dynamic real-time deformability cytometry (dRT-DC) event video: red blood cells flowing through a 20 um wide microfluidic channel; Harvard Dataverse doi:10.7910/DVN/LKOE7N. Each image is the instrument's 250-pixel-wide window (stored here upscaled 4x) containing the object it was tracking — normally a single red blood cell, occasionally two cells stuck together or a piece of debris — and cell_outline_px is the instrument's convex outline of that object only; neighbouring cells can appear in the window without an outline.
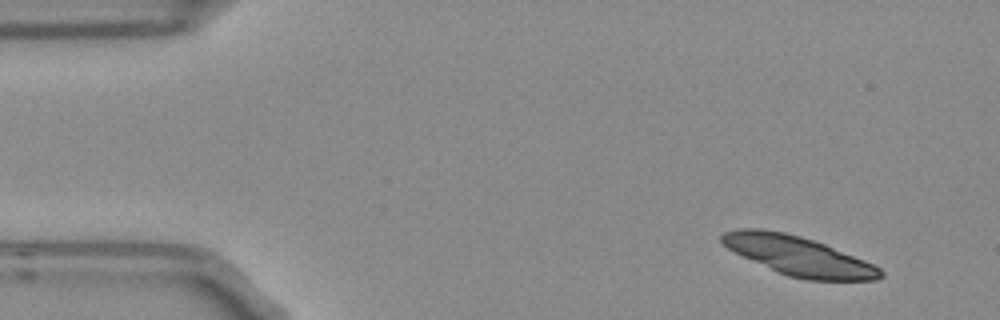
{"species": "Egyptian fruit bat (a non-hibernating species)", "species_latin": "Rousettus aegyptiacus", "temperature_condition": "room temperature", "stored_images_in_passage": 4, "camera_frame_rate_fps": 3000, "um_per_image_px": 0.085, "frame": {"image": 1, "passage_image": 1, "time_ms": 0.0, "image_size_px": [1000, 320], "cell_outline_px": [[884, 276], [876, 280], [804, 280], [788, 276], [776, 272], [728, 248], [720, 240], [720, 236], [724, 232], [736, 228], [760, 228], [784, 232], [800, 236], [824, 244], [864, 260], [880, 268], [884, 272]], "centroid_in_image_um": [67.86, 21.75], "position_along_channel_um": 17.1, "area_um2": 35.95}}
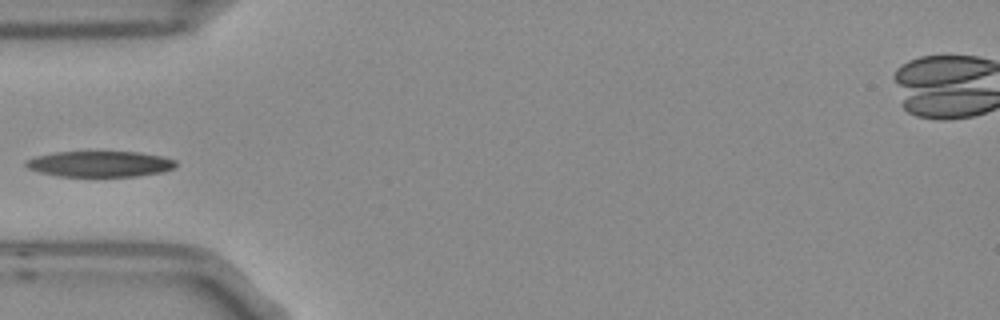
{"frame": {"image": 2, "passage_image": 4, "time_ms": 1.0, "image_size_px": [1000, 320], "cell_outline_px": [[176, 168], [164, 172], [136, 176], [56, 176], [40, 172], [28, 168], [24, 164], [24, 160], [36, 156], [56, 152], [140, 152], [164, 156], [176, 160]], "centroid_in_image_um": [8.53, 13.93], "position_along_channel_um": 76.5, "area_um2": 22.72}}